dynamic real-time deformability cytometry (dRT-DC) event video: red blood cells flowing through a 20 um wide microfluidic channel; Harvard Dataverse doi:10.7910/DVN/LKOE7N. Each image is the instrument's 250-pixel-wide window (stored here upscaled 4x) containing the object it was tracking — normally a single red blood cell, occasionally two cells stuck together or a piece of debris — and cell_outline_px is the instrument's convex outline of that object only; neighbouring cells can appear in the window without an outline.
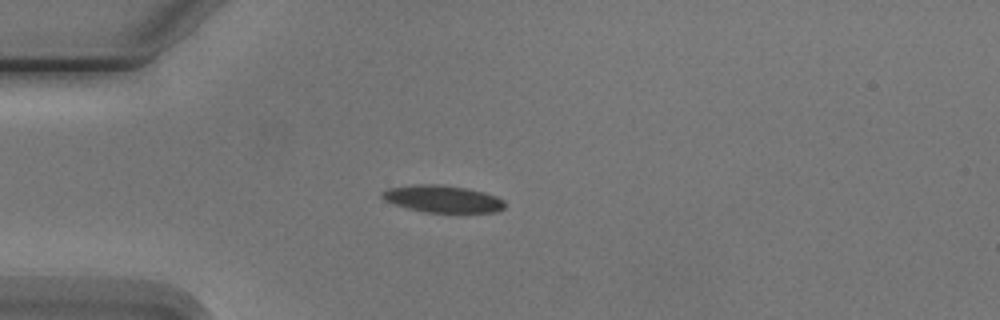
{"species": "Egyptian fruit bat (a non-hibernating species)", "species_latin": "Rousettus aegyptiacus", "temperature_condition": "cold", "stored_images_in_passage": 5, "camera_frame_rate_fps": 3000, "um_per_image_px": 0.085, "animal": {"sex": "male"}, "frame": {"image": 1, "passage_image": 4, "time_ms": 3.333, "image_size_px": [1000, 320], "cell_outline_px": [[504, 208], [496, 212], [424, 212], [408, 208], [384, 200], [380, 196], [380, 192], [388, 188], [416, 184], [436, 184], [464, 188], [484, 192], [496, 196], [504, 200]], "centroid_in_image_um": [37.6, 16.9], "position_along_channel_um": 47.4, "area_um2": 19.25}}